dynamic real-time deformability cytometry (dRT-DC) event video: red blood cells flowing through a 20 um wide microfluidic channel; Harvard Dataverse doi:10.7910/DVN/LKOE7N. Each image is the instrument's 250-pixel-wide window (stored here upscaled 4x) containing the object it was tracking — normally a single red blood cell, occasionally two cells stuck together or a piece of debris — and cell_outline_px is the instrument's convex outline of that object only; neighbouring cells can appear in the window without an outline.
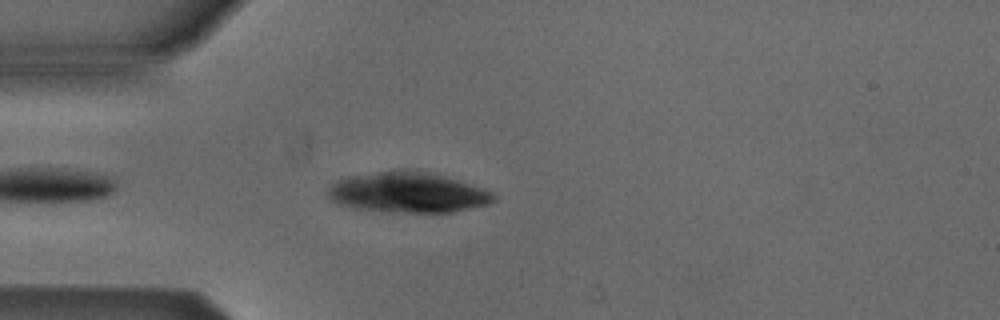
{"species": "Egyptian fruit bat (a non-hibernating species)", "species_latin": "Rousettus aegyptiacus", "temperature_condition": "cold", "stored_images_in_passage": 42, "camera_frame_rate_fps": 3000, "um_per_image_px": 0.085, "animal": {"sex": "male"}, "frame": {"image": 1, "passage_image": 4, "time_ms": 1.0, "image_size_px": [1000, 320], "cell_outline_px": [[496, 200], [488, 204], [452, 212], [388, 212], [348, 208], [332, 200], [324, 192], [336, 180], [348, 176], [396, 168], [408, 168], [428, 172], [444, 176], [492, 192], [496, 196]], "centroid_in_image_um": [34.58, 16.34], "position_along_channel_um": 50.4, "area_um2": 39.54}}
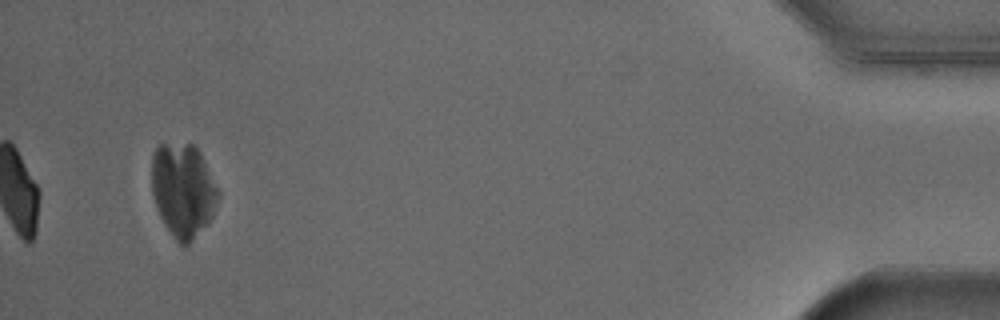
{"frame": {"image": 2, "passage_image": 40, "time_ms": 13.0, "image_size_px": [1000, 320], "cell_outline_px": [[220, 196], [212, 216], [208, 224], [184, 248], [176, 240], [160, 216], [156, 208], [152, 192], [152, 156], [156, 148], [160, 144], [192, 144], [200, 152], [220, 192]], "centroid_in_image_um": [15.57, 16.18], "position_along_channel_um": 419.6, "area_um2": 36.24}}